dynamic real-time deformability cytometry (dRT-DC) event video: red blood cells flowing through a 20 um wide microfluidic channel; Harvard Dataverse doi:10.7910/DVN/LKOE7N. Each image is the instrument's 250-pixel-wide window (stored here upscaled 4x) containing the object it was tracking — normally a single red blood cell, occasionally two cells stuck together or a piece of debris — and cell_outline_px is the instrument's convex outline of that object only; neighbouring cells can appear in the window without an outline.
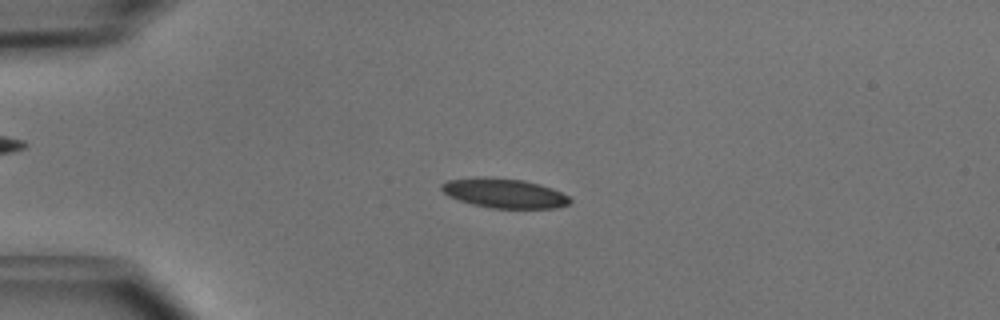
{"species": "common noctule bat (a hibernating species)", "species_latin": "Nyctalus noctula", "temperature_condition": "cold", "stored_images_in_passage": 50, "camera_frame_rate_fps": 3000, "um_per_image_px": 0.085, "animal": {"sex": "male", "body_mass_g": 15.6}, "frame": {"image": 1, "passage_image": 12, "time_ms": 3.667, "image_size_px": [1000, 320], "cell_outline_px": [[572, 200], [568, 204], [556, 208], [492, 208], [472, 204], [448, 196], [440, 188], [440, 184], [448, 180], [476, 176], [484, 176], [524, 180], [540, 184], [552, 188], [568, 196]], "centroid_in_image_um": [42.83, 16.41], "position_along_channel_um": 42.2, "area_um2": 22.2}}
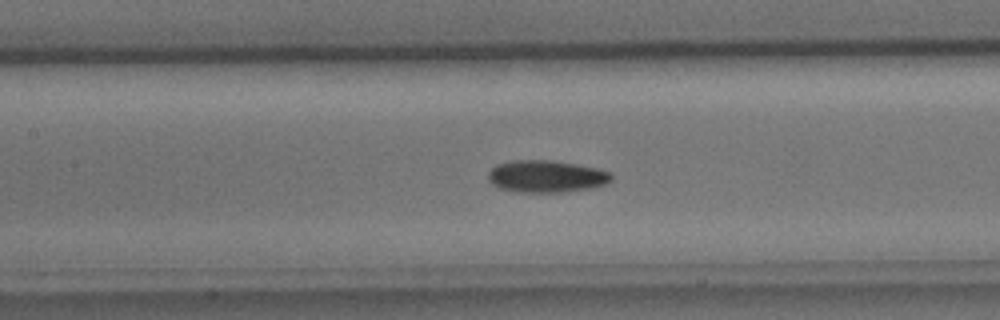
{"frame": {"image": 2, "passage_image": 23, "time_ms": 7.333, "image_size_px": [1000, 320], "cell_outline_px": [[612, 180], [604, 184], [592, 188], [564, 192], [520, 192], [500, 188], [492, 184], [488, 180], [488, 172], [496, 164], [512, 160], [552, 160], [576, 164], [596, 168], [612, 172]], "centroid_in_image_um": [46.43, 14.99], "position_along_channel_um": 161.0, "area_um2": 23.18}}
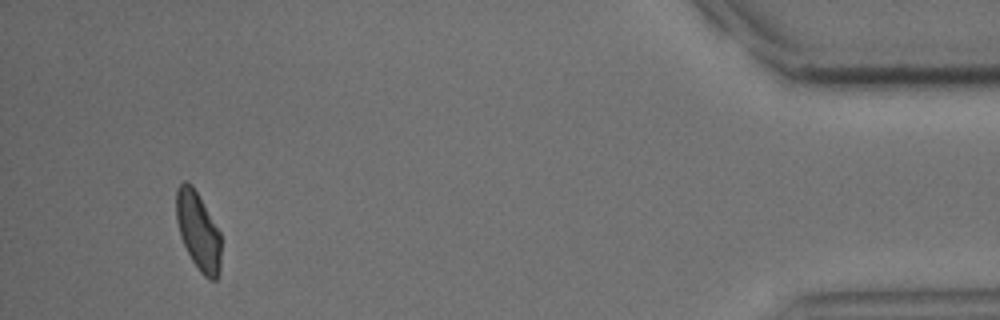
{"frame": {"image": 3, "passage_image": 47, "time_ms": 15.333, "image_size_px": [1000, 320], "cell_outline_px": [[220, 272], [216, 280], [212, 280], [204, 276], [200, 272], [192, 260], [180, 236], [176, 220], [176, 188], [184, 180], [192, 184], [220, 232]], "centroid_in_image_um": [16.83, 19.63], "position_along_channel_um": 418.4, "area_um2": 20.29}, "authors_computed_cell_mechanics": {"area_um2": 21.4149, "velocity_mm_per_s": 4.0257, "shape_relaxation_time_tau1_ms": 5.1424, "shape_relaxation_time_tau2_ms": null, "deformation_change_tau1": 0.1213, "deformation_change_tau2": null}}